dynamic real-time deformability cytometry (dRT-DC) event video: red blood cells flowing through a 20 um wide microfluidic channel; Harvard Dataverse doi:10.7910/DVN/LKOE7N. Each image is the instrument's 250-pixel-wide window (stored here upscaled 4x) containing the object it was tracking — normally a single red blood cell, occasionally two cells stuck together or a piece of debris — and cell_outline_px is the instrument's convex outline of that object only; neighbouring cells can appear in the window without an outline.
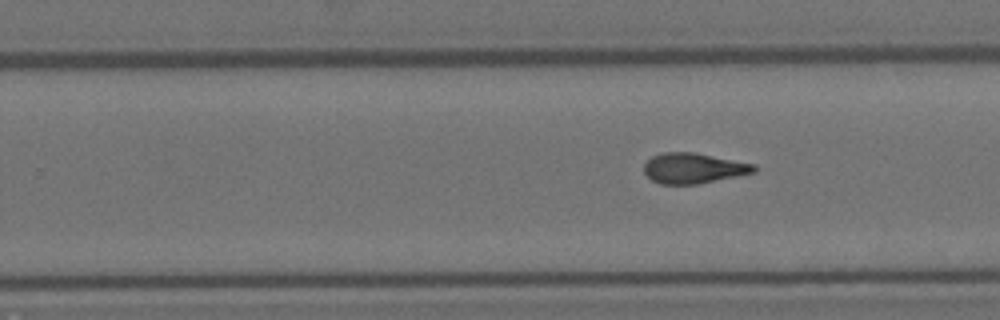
{"species": "Egyptian fruit bat (a non-hibernating species)", "species_latin": "Rousettus aegyptiacus", "temperature_condition": "room temperature", "stored_images_in_passage": 10, "segment_of_instrument_passage": [2, 2], "camera_frame_rate_fps": 3000, "um_per_image_px": 0.085, "animal": {"sex": "female"}, "frame": {"image": 1, "passage_image": 10, "time_ms": 3.0, "image_size_px": [1000, 320], "cell_outline_px": [[756, 172], [740, 176], [700, 184], [660, 184], [652, 180], [644, 172], [644, 164], [652, 156], [660, 152], [696, 152], [756, 164]], "centroid_in_image_um": [58.98, 14.29], "position_along_channel_um": 270.8, "area_um2": 19.83}}